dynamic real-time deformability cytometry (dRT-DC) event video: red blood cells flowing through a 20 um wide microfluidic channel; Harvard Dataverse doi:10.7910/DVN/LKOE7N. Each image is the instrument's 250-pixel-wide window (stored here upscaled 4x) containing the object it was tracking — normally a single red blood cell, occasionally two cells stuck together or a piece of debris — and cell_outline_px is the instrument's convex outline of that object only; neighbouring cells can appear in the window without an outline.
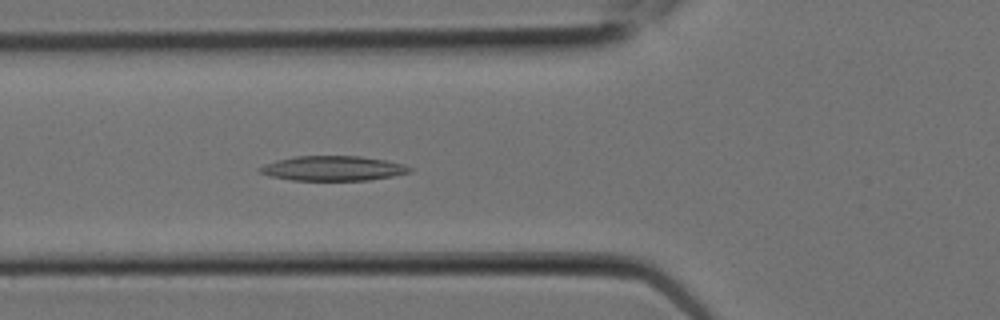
{"species": "Egyptian fruit bat (a non-hibernating species)", "species_latin": "Rousettus aegyptiacus", "temperature_condition": "room temperature", "stored_images_in_passage": 10, "camera_frame_rate_fps": 3000, "um_per_image_px": 0.085, "animal": {"sex": "female"}, "frame": {"image": 1, "passage_image": 10, "time_ms": 3.0, "image_size_px": [1000, 320], "cell_outline_px": [[412, 172], [392, 176], [368, 180], [292, 180], [268, 176], [260, 172], [256, 168], [264, 164], [276, 160], [296, 156], [360, 156], [384, 160], [404, 164], [412, 168]], "centroid_in_image_um": [28.27, 14.31], "position_along_channel_um": 97.5, "area_um2": 21.68}}